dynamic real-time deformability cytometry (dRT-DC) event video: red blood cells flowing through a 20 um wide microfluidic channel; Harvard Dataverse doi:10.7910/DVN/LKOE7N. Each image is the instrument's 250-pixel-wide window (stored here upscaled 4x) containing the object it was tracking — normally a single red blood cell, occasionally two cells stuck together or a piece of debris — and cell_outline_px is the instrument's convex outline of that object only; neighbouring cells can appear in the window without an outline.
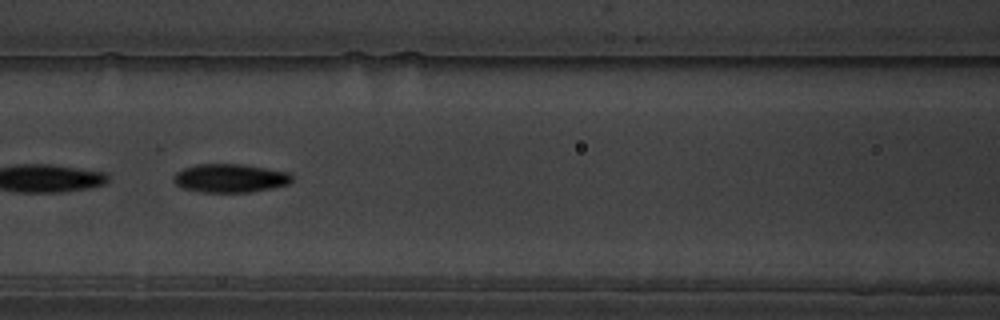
{"species": "common noctule bat (a hibernating species)", "species_latin": "Nyctalus noctula", "temperature_condition": "warm", "stored_images_in_passage": 15, "camera_frame_rate_fps": 3000, "um_per_image_px": 0.085, "animal": {"sex": "male", "body_mass_g": 19.5, "forearm_length_mm": 54.6}, "frame": {"image": 1, "passage_image": 11, "time_ms": 3.333, "image_size_px": [1000, 320], "cell_outline_px": [[292, 180], [288, 184], [272, 188], [248, 192], [200, 192], [184, 188], [176, 184], [172, 180], [172, 176], [176, 172], [184, 168], [196, 164], [244, 164], [292, 172]], "centroid_in_image_um": [19.57, 15.13], "position_along_channel_um": 147.0, "area_um2": 19.88}}